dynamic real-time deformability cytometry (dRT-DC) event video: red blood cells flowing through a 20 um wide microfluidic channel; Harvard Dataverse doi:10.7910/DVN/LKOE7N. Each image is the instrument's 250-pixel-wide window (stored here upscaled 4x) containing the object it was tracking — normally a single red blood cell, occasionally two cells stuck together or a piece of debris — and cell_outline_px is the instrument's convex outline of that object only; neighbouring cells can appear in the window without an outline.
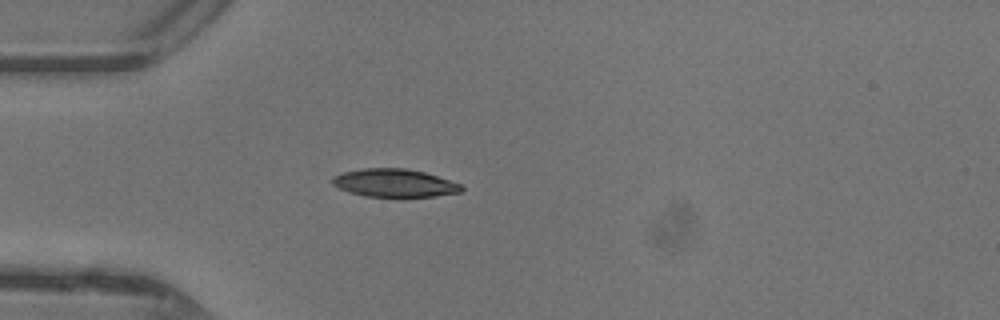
{"species": "common noctule bat (a hibernating species)", "species_latin": "Nyctalus noctula", "temperature_condition": "warm", "stored_images_in_passage": 29, "camera_frame_rate_fps": 3000, "um_per_image_px": 0.085, "animal": {"sex": "female"}, "frame": {"image": 1, "passage_image": 1, "time_ms": 0.0, "image_size_px": [1000, 320], "cell_outline_px": [[464, 188], [460, 192], [436, 196], [400, 200], [364, 196], [348, 192], [332, 184], [332, 176], [344, 172], [364, 168], [404, 168], [424, 172], [460, 184]], "centroid_in_image_um": [33.52, 15.61], "position_along_channel_um": 51.5, "area_um2": 21.85}}
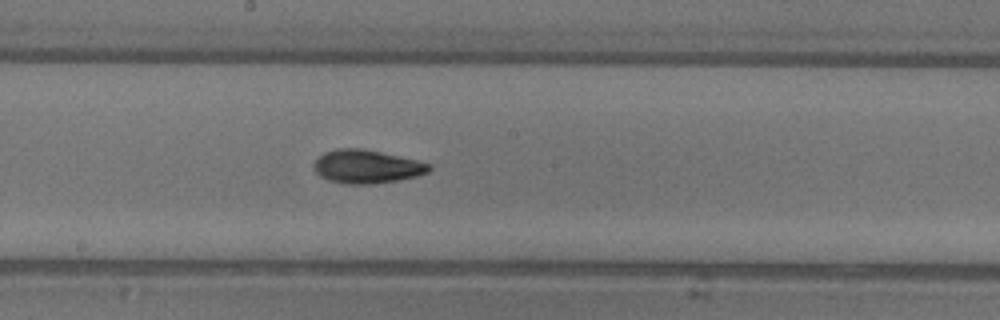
{"frame": {"image": 2, "passage_image": 13, "time_ms": 4.0, "image_size_px": [1000, 320], "cell_outline_px": [[432, 168], [428, 172], [416, 176], [396, 180], [372, 184], [344, 184], [328, 180], [320, 176], [312, 168], [316, 160], [324, 152], [336, 148], [360, 148], [380, 152], [416, 160], [432, 164]], "centroid_in_image_um": [31.15, 14.16], "position_along_channel_um": 217.1, "area_um2": 22.37}}
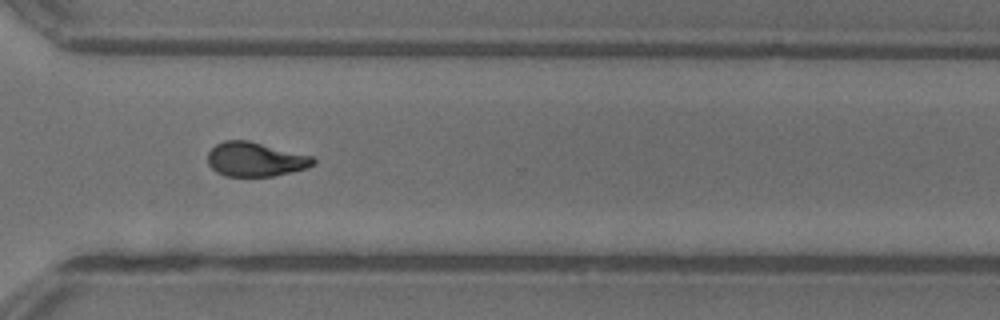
{"frame": {"image": 3, "passage_image": 22, "time_ms": 7.0, "image_size_px": [1000, 320], "cell_outline_px": [[316, 164], [308, 168], [272, 176], [224, 176], [216, 172], [208, 164], [208, 152], [216, 144], [224, 140], [248, 140], [312, 156], [316, 160]], "centroid_in_image_um": [21.7, 13.54], "position_along_channel_um": 348.9, "area_um2": 21.1}, "authors_computed_cell_mechanics": {"area_um2": 21.2704, "velocity_mm_per_s": 4.4173, "shape_relaxation_time_tau1_ms": 4.0859, "shape_relaxation_time_tau2_ms": 2.497, "deformation_change_tau1": 0.1576, "deformation_change_tau2": 0.0817}}